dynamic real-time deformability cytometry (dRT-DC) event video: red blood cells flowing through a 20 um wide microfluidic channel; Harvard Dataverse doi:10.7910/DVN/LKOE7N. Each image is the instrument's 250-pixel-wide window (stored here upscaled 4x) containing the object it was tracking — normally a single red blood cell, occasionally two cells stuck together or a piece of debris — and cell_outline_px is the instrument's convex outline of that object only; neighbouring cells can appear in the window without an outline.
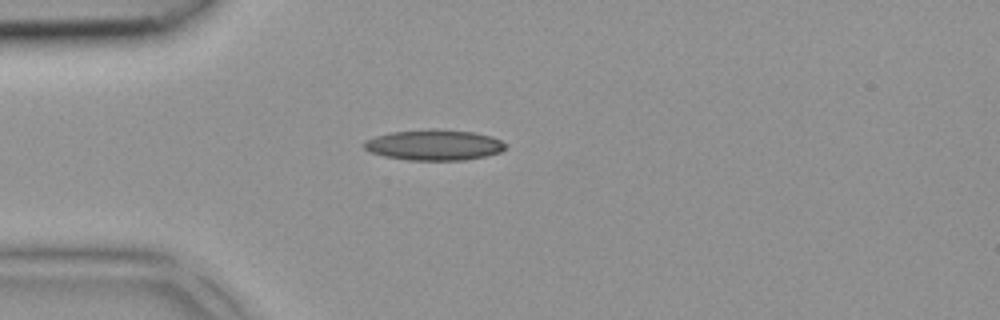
{"species": "common noctule bat (a hibernating species)", "species_latin": "Nyctalus noctula", "temperature_condition": "room temperature", "stored_images_in_passage": 32, "camera_frame_rate_fps": 3000, "um_per_image_px": 0.085, "animal": {"sex": "female", "body_mass_g": 18.4}, "frame": {"image": 1, "passage_image": 1, "time_ms": 0.0, "image_size_px": [1000, 320], "cell_outline_px": [[504, 148], [500, 152], [484, 156], [464, 160], [408, 160], [384, 156], [372, 152], [364, 148], [364, 140], [376, 136], [392, 132], [428, 128], [436, 128], [476, 132], [492, 136], [500, 140], [504, 144]], "centroid_in_image_um": [36.89, 12.3], "position_along_channel_um": 48.1, "area_um2": 25.32}}
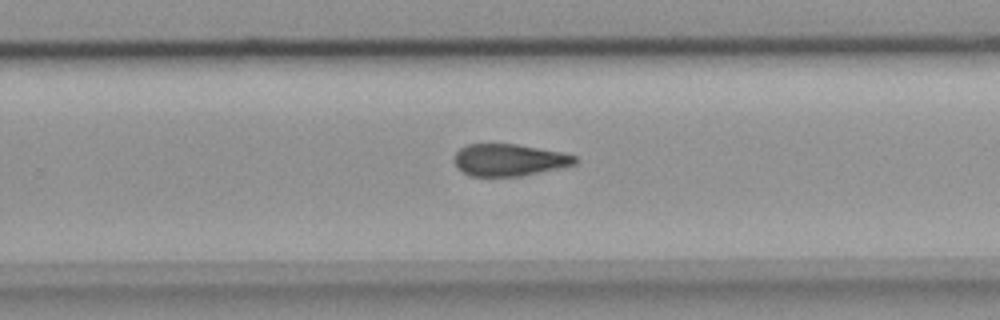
{"frame": {"image": 2, "passage_image": 17, "time_ms": 5.333, "image_size_px": [1000, 320], "cell_outline_px": [[576, 164], [520, 176], [472, 176], [456, 168], [452, 160], [456, 152], [460, 148], [468, 144], [516, 144], [560, 152], [576, 156]], "centroid_in_image_um": [43.21, 13.59], "position_along_channel_um": 286.6, "area_um2": 22.37}}
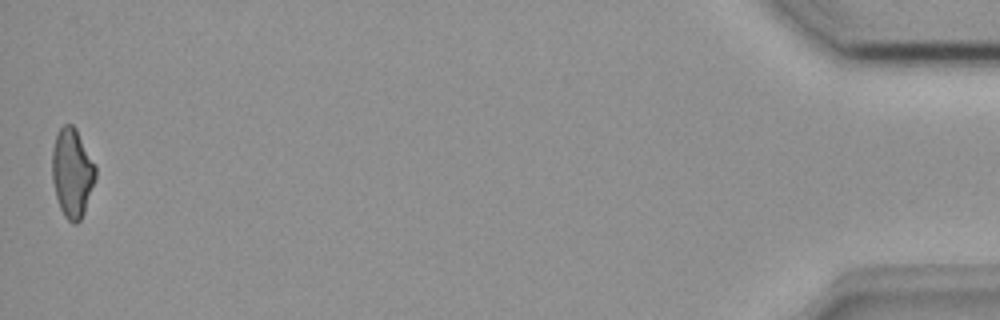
{"frame": {"image": 3, "passage_image": 32, "time_ms": 10.333, "image_size_px": [1000, 320], "cell_outline_px": [[96, 176], [84, 212], [80, 220], [76, 224], [72, 224], [64, 216], [60, 208], [56, 196], [52, 180], [52, 148], [56, 136], [60, 128], [64, 124], [72, 124], [76, 128], [96, 168]], "centroid_in_image_um": [6.11, 14.7], "position_along_channel_um": 429.1, "area_um2": 22.31}}